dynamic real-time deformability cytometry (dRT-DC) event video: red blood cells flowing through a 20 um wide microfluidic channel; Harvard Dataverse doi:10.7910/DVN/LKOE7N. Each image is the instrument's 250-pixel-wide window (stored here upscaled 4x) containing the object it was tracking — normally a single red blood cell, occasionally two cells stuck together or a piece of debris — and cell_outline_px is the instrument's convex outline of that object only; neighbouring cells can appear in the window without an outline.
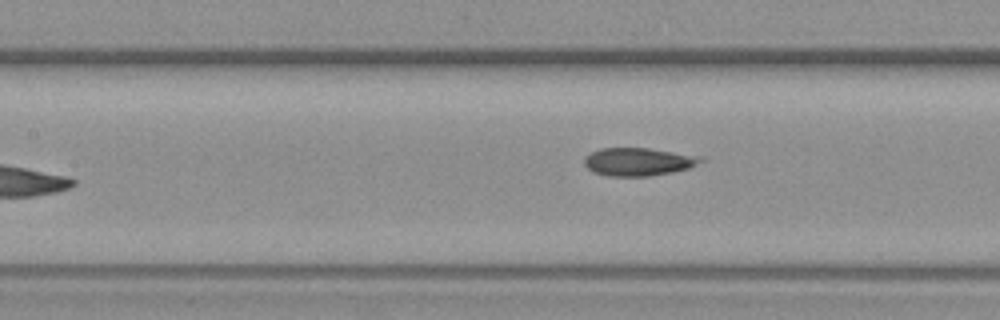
{"species": "common noctule bat (a hibernating species)", "species_latin": "Nyctalus noctula", "temperature_condition": "warm", "stored_images_in_passage": 8, "camera_frame_rate_fps": 3000, "um_per_image_px": 0.085, "animal": {"sex": "female", "body_mass_g": 19.3, "forearm_length_mm": 54.1}, "frame": {"image": 1, "passage_image": 8, "time_ms": 8.667, "image_size_px": [1000, 320], "cell_outline_px": [[708, 160], [688, 168], [672, 172], [648, 176], [608, 176], [592, 172], [584, 164], [584, 156], [600, 148], [648, 148], [704, 156]], "centroid_in_image_um": [54.3, 13.74], "position_along_channel_um": 153.1, "area_um2": 19.25}}